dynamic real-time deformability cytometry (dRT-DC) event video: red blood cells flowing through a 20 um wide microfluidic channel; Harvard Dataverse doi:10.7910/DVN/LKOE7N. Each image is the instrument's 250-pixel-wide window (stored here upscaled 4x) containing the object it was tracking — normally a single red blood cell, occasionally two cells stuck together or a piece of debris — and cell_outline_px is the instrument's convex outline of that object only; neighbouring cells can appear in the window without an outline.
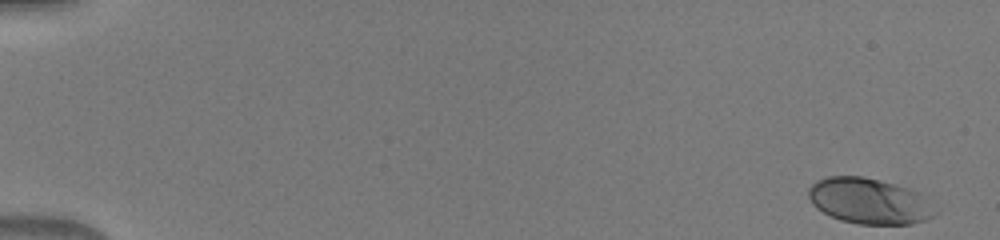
{"species": "human", "species_latin": "Homo sapiens", "temperature_condition": "warm", "stored_images_in_passage": 49, "camera_frame_rate_fps": 3000, "um_per_image_px": 0.085, "donor": {"sex": "male"}, "frame": {"image": 1, "passage_image": 1, "time_ms": 0.0, "image_size_px": [1000, 240], "cell_outline_px": [[940, 212], [924, 220], [912, 224], [856, 224], [840, 220], [816, 208], [812, 204], [808, 196], [808, 188], [816, 180], [828, 176], [864, 176], [896, 184], [920, 192]], "centroid_in_image_um": [73.9, 17.08], "position_along_channel_um": 11.1, "area_um2": 34.1}}
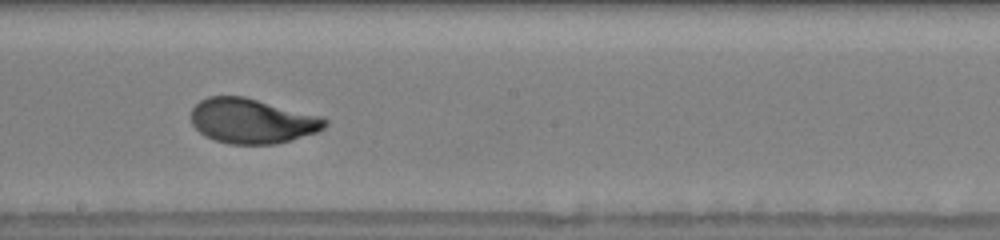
{"frame": {"image": 2, "passage_image": 29, "time_ms": 9.333, "image_size_px": [1000, 240], "cell_outline_px": [[328, 124], [324, 128], [316, 132], [292, 140], [276, 144], [228, 144], [204, 136], [192, 124], [192, 108], [200, 100], [208, 96], [244, 96], [324, 116], [328, 120]], "centroid_in_image_um": [21.46, 10.28], "position_along_channel_um": 226.7, "area_um2": 35.32}}
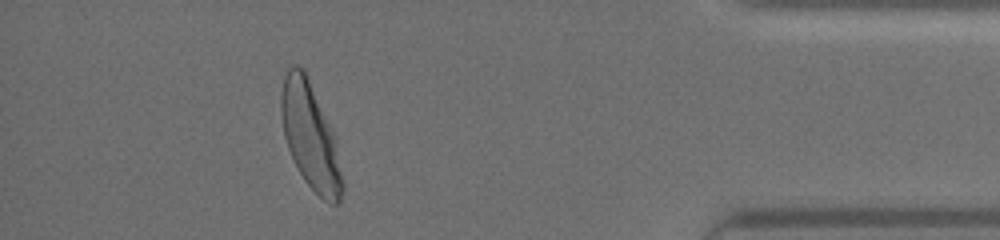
{"frame": {"image": 3, "passage_image": 45, "time_ms": 14.667, "image_size_px": [1000, 240], "cell_outline_px": [[344, 188], [340, 200], [336, 204], [332, 204], [324, 200], [304, 180], [288, 148], [284, 136], [280, 116], [280, 96], [284, 76], [288, 68], [292, 64], [296, 64], [304, 68], [336, 136], [344, 180]], "centroid_in_image_um": [26.4, 11.54], "position_along_channel_um": 408.8, "area_um2": 38.32}}